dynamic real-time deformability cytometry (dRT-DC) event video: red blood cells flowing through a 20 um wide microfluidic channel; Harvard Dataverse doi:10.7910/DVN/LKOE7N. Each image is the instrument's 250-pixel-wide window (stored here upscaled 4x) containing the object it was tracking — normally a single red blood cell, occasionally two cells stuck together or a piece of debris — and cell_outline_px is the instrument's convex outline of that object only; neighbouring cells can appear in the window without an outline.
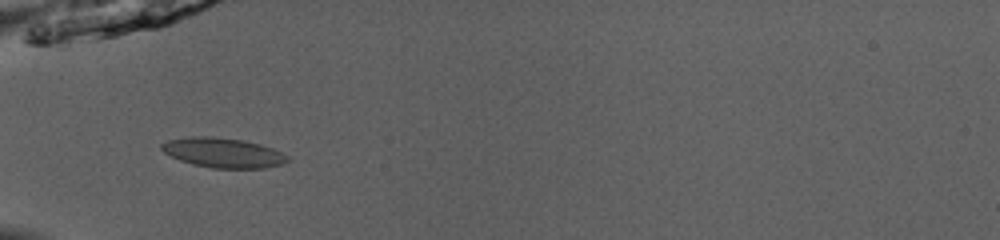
{"species": "common noctule bat (a hibernating species)", "species_latin": "Nyctalus noctula", "temperature_condition": "room temperature", "stored_images_in_passage": 23, "camera_frame_rate_fps": 3000, "um_per_image_px": 0.085, "animal": {"sex": "male", "body_mass_g": 13.0, "forearm_length_mm": 53.1}, "frame": {"image": 1, "passage_image": 2, "time_ms": 0.333, "image_size_px": [1000, 240], "cell_outline_px": [[288, 160], [280, 164], [264, 168], [212, 168], [192, 164], [180, 160], [164, 152], [160, 148], [160, 144], [168, 140], [188, 136], [212, 136], [244, 140], [260, 144], [272, 148], [288, 156]], "centroid_in_image_um": [18.92, 12.97], "position_along_channel_um": 66.1, "area_um2": 21.79}}
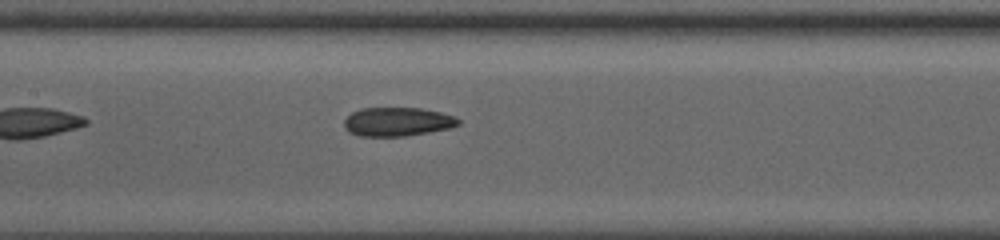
{"frame": {"image": 2, "passage_image": 10, "time_ms": 3.0, "image_size_px": [1000, 240], "cell_outline_px": [[460, 124], [448, 128], [428, 132], [404, 136], [360, 136], [348, 132], [344, 128], [344, 120], [352, 112], [360, 108], [420, 108], [440, 112], [456, 116], [460, 120]], "centroid_in_image_um": [33.76, 10.34], "position_along_channel_um": 173.6, "area_um2": 19.19}}
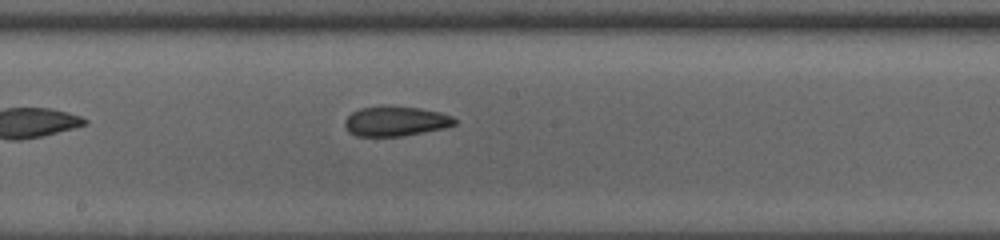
{"frame": {"image": 3, "passage_image": 13, "time_ms": 4.0, "image_size_px": [1000, 240], "cell_outline_px": [[456, 124], [444, 128], [404, 136], [356, 136], [348, 132], [344, 124], [344, 120], [352, 112], [360, 108], [420, 108], [440, 112], [452, 116], [456, 120]], "centroid_in_image_um": [33.63, 10.34], "position_along_channel_um": 214.6, "area_um2": 18.61}}